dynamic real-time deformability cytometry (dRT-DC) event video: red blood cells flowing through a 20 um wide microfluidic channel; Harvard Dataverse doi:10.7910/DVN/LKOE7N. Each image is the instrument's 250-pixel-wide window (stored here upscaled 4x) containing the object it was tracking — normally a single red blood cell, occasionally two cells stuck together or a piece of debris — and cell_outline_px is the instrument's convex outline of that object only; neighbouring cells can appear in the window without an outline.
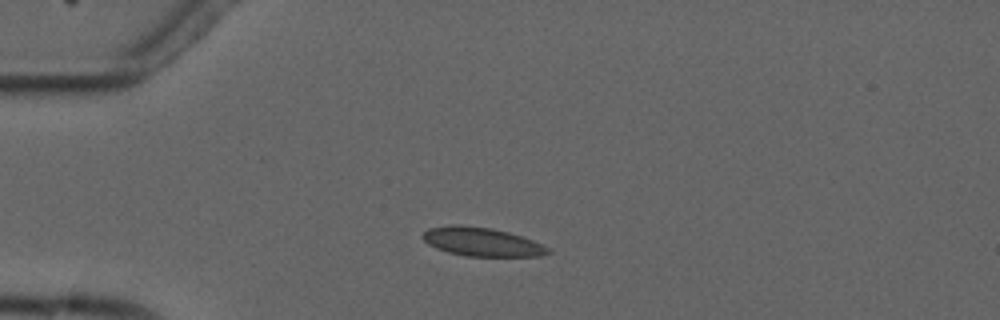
{"species": "common noctule bat (a hibernating species)", "species_latin": "Nyctalus noctula", "temperature_condition": "cold", "stored_images_in_passage": 3, "camera_frame_rate_fps": 3000, "um_per_image_px": 0.085, "animal": {"sex": "male", "forearm_length_mm": 52.5}, "frame": {"image": 1, "passage_image": 3, "time_ms": 2.333, "image_size_px": [1000, 320], "cell_outline_px": [[552, 252], [540, 256], [468, 256], [448, 252], [436, 248], [428, 244], [420, 236], [428, 228], [452, 224], [460, 224], [492, 228], [508, 232], [532, 240], [548, 248]], "centroid_in_image_um": [40.91, 20.54], "position_along_channel_um": 44.1, "area_um2": 20.92}}